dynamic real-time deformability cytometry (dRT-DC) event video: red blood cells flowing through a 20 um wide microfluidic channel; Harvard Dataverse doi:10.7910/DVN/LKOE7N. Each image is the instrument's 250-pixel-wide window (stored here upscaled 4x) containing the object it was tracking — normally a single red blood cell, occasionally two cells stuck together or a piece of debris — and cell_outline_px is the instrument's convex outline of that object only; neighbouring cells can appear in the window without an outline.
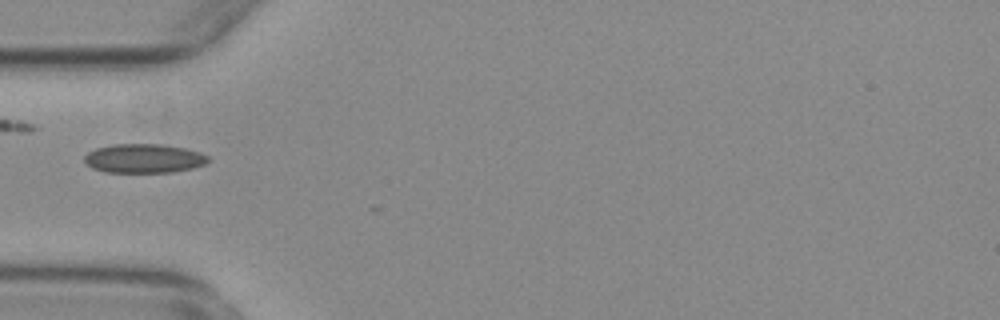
{"species": "common noctule bat (a hibernating species)", "species_latin": "Nyctalus noctula", "temperature_condition": "warm", "stored_images_in_passage": 6, "camera_frame_rate_fps": 3000, "um_per_image_px": 0.085, "animal": {"sex": "female", "body_mass_g": 29.2, "forearm_length_mm": 56.3}, "frame": {"image": 1, "passage_image": 1, "time_ms": 0.0, "image_size_px": [1000, 320], "cell_outline_px": [[208, 160], [204, 164], [192, 168], [172, 172], [104, 172], [92, 168], [84, 160], [84, 156], [88, 152], [96, 148], [116, 144], [160, 144], [184, 148], [200, 152], [208, 156]], "centroid_in_image_um": [12.21, 13.46], "position_along_channel_um": 72.8, "area_um2": 20.81}}
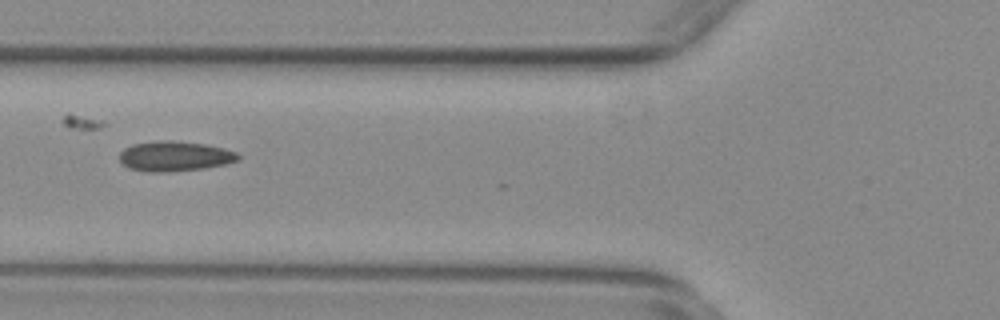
{"frame": {"image": 2, "passage_image": 4, "time_ms": 1.0, "image_size_px": [1000, 320], "cell_outline_px": [[240, 160], [224, 164], [204, 168], [168, 172], [144, 172], [128, 168], [120, 160], [120, 152], [124, 148], [132, 144], [156, 140], [172, 140], [204, 144], [224, 148], [236, 152], [240, 156]], "centroid_in_image_um": [14.83, 13.27], "position_along_channel_um": 111.0, "area_um2": 20.92}}